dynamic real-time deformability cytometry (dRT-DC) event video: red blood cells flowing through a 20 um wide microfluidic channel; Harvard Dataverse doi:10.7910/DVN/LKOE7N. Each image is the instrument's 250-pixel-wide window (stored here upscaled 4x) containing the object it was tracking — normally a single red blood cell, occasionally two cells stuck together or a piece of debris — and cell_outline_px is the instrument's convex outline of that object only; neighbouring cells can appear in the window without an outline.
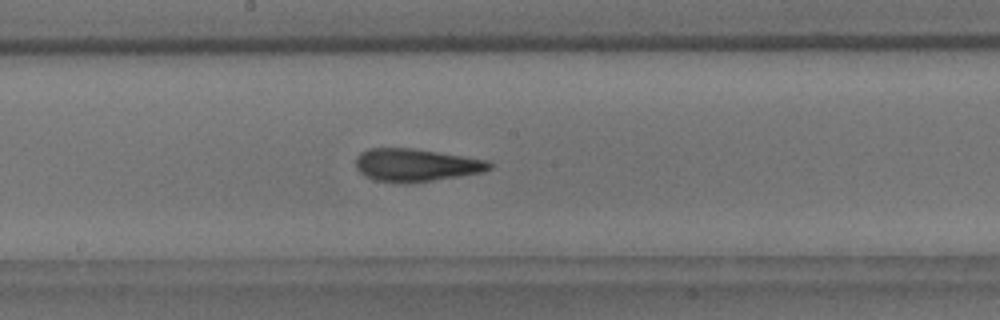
{"species": "common noctule bat (a hibernating species)", "species_latin": "Nyctalus noctula", "temperature_condition": "room temperature", "stored_images_in_passage": 61, "camera_frame_rate_fps": 3000, "um_per_image_px": 0.085, "animal": {"sex": "male", "body_mass_g": 18.8}, "frame": {"image": 1, "passage_image": 30, "time_ms": 9.667, "image_size_px": [1000, 320], "cell_outline_px": [[492, 168], [484, 172], [408, 184], [372, 180], [364, 176], [356, 168], [356, 156], [360, 152], [368, 148], [412, 148], [488, 160], [492, 164]], "centroid_in_image_um": [35.32, 14.04], "position_along_channel_um": 212.9, "area_um2": 25.72}}
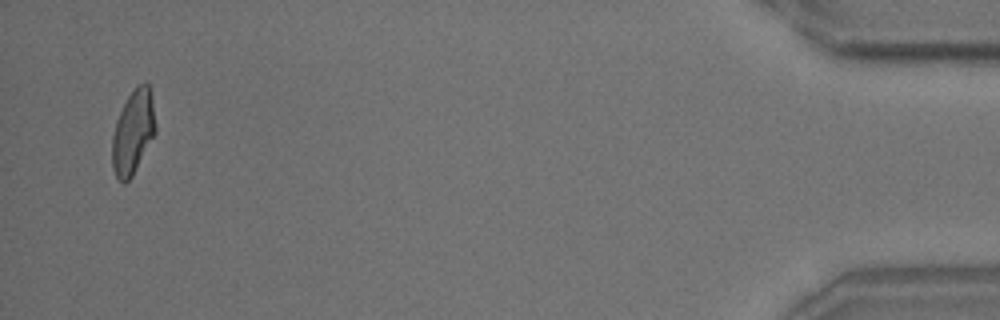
{"frame": {"image": 2, "passage_image": 61, "time_ms": 20.0, "image_size_px": [1000, 320], "cell_outline_px": [[156, 132], [132, 176], [124, 184], [116, 176], [112, 168], [112, 136], [116, 120], [128, 96], [136, 84], [148, 84], [152, 92], [156, 124]], "centroid_in_image_um": [11.32, 11.2], "position_along_channel_um": 423.9, "area_um2": 21.27}}